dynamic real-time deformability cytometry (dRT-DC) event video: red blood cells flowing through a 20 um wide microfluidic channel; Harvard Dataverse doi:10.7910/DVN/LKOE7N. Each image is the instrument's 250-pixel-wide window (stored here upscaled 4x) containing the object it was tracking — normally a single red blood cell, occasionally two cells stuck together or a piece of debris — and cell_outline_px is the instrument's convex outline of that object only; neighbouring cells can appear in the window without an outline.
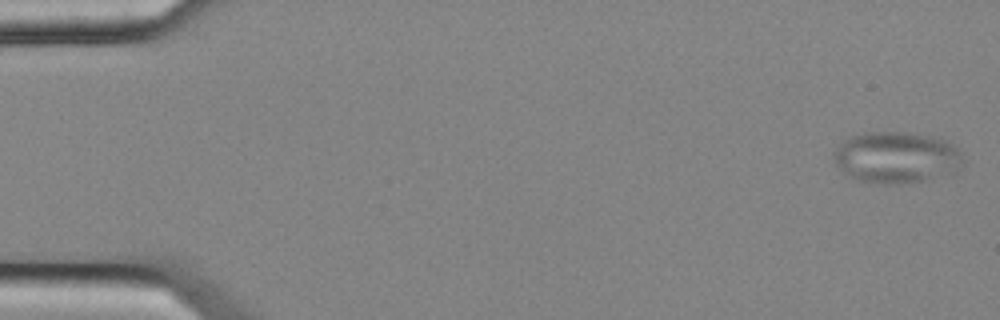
{"species": "common noctule bat (a hibernating species)", "species_latin": "Nyctalus noctula", "temperature_condition": "cold", "stored_images_in_passage": 54, "camera_frame_rate_fps": 3000, "um_per_image_px": 0.085, "animal": {"sex": "female", "body_mass_g": 25.1}, "frame": {"image": 1, "passage_image": 1, "time_ms": 0.0, "image_size_px": [1000, 320], "cell_outline_px": [[964, 164], [924, 180], [900, 184], [876, 184], [860, 180], [844, 172], [836, 164], [832, 152], [844, 140], [852, 136], [864, 132], [904, 132], [940, 136], [952, 144], [960, 152]], "centroid_in_image_um": [76.15, 13.35], "position_along_channel_um": 8.8, "area_um2": 38.32}}
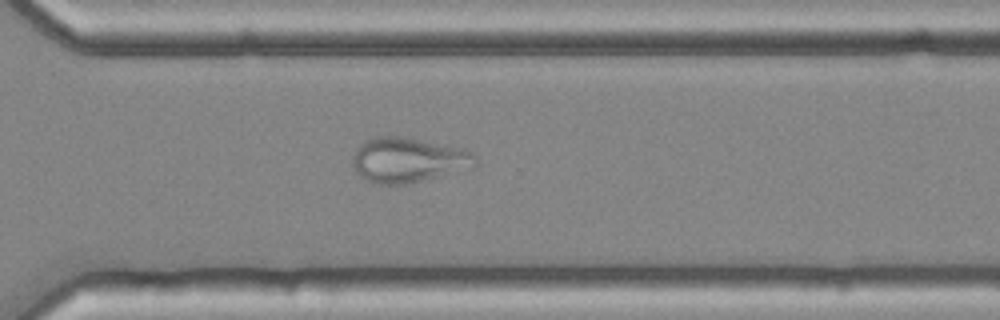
{"frame": {"image": 2, "passage_image": 39, "time_ms": 12.667, "image_size_px": [1000, 320], "cell_outline_px": [[476, 168], [404, 184], [376, 184], [364, 180], [356, 172], [352, 164], [352, 156], [360, 144], [364, 140], [376, 136], [400, 136], [464, 148], [472, 152], [476, 156]], "centroid_in_image_um": [34.7, 13.6], "position_along_channel_um": 335.9, "area_um2": 32.48}}